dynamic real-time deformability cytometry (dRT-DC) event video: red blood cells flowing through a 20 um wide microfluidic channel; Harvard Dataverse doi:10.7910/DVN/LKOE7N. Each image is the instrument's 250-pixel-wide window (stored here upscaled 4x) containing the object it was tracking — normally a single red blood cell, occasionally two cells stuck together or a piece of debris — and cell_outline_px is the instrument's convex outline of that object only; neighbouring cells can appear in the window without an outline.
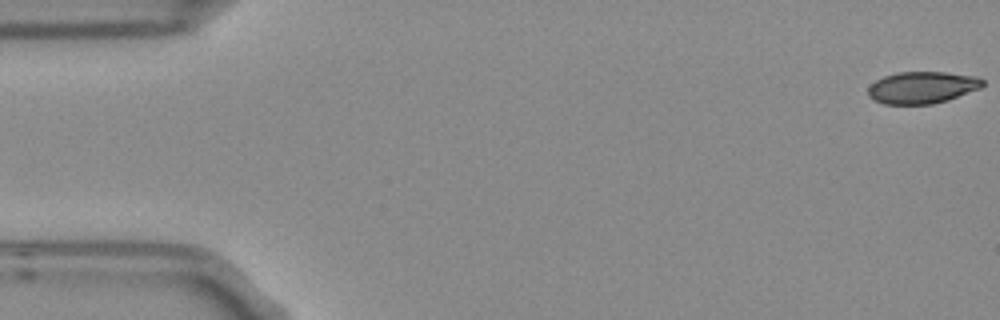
{"species": "Egyptian fruit bat (a non-hibernating species)", "species_latin": "Rousettus aegyptiacus", "temperature_condition": "room temperature", "stored_images_in_passage": 4, "camera_frame_rate_fps": 3000, "um_per_image_px": 0.085, "frame": {"image": 1, "passage_image": 1, "time_ms": 0.0, "image_size_px": [1000, 320], "cell_outline_px": [[984, 84], [980, 88], [948, 100], [932, 104], [884, 104], [868, 96], [868, 88], [876, 80], [884, 76], [896, 72], [944, 72], [980, 76], [984, 80]], "centroid_in_image_um": [78.41, 7.43], "position_along_channel_um": 6.6, "area_um2": 21.39}}
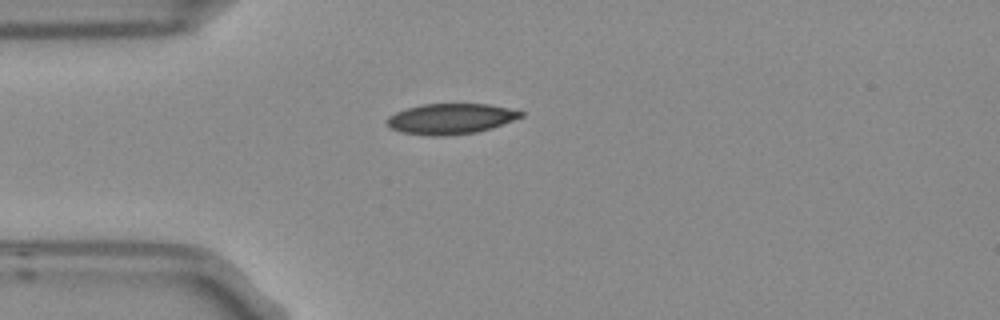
{"frame": {"image": 2, "passage_image": 4, "time_ms": 1.0, "image_size_px": [1000, 320], "cell_outline_px": [[524, 116], [492, 128], [476, 132], [444, 136], [432, 136], [404, 132], [392, 128], [384, 120], [388, 116], [396, 112], [420, 104], [488, 104], [508, 108], [524, 112]], "centroid_in_image_um": [38.32, 10.09], "position_along_channel_um": 46.7, "area_um2": 23.7}}